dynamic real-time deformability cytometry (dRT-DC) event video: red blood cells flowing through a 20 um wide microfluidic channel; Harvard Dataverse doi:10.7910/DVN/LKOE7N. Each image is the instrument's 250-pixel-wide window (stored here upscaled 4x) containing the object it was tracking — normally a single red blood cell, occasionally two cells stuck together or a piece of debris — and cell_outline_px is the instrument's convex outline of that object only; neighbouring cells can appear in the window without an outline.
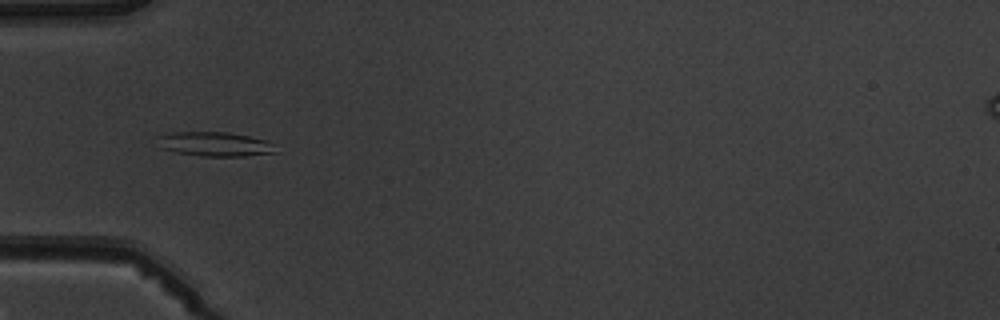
{"species": "common noctule bat (a hibernating species)", "species_latin": "Nyctalus noctula", "temperature_condition": "warm", "stored_images_in_passage": 6, "camera_frame_rate_fps": 3000, "um_per_image_px": 0.085, "animal": {"sex": "male", "body_mass_g": 19.5, "forearm_length_mm": 54.6}, "frame": {"image": 1, "passage_image": 4, "time_ms": 4.333, "image_size_px": [1000, 320], "cell_outline_px": [[280, 152], [244, 156], [200, 156], [176, 152], [160, 148], [156, 136], [172, 132], [228, 132], [248, 136], [264, 140], [272, 144]], "centroid_in_image_um": [18.24, 12.25], "position_along_channel_um": 66.8, "area_um2": 16.82}}
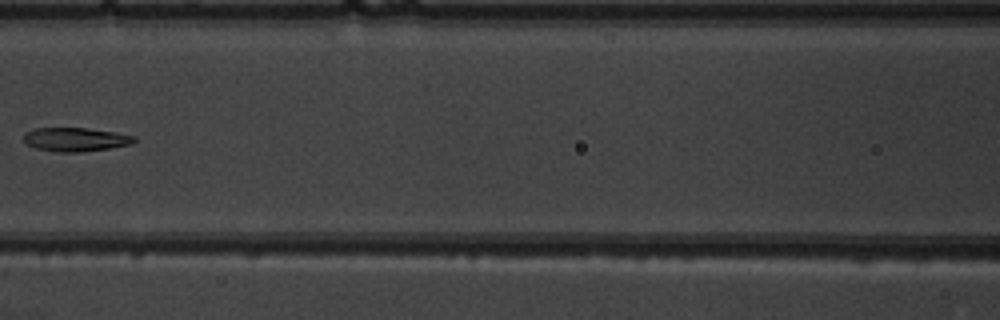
{"frame": {"image": 2, "passage_image": 6, "time_ms": 6.667, "image_size_px": [1000, 320], "cell_outline_px": [[136, 140], [128, 144], [108, 148], [80, 152], [56, 152], [36, 148], [24, 144], [24, 132], [36, 128], [88, 128], [116, 132], [136, 136]], "centroid_in_image_um": [6.37, 11.85], "position_along_channel_um": 160.2, "area_um2": 15.32}}